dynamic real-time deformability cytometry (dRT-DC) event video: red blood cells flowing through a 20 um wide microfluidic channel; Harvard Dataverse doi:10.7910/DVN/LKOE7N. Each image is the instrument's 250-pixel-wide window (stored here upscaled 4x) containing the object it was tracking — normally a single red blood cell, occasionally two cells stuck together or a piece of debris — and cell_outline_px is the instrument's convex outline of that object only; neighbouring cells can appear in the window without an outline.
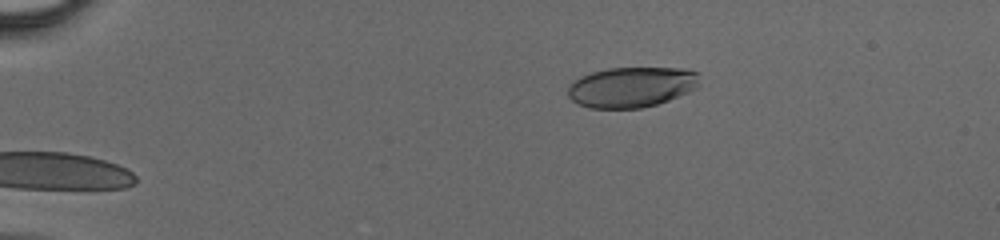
{"species": "human", "species_latin": "Homo sapiens", "temperature_condition": "cold", "stored_images_in_passage": 38, "camera_frame_rate_fps": 3000, "um_per_image_px": 0.085, "donor": {"sex": "male"}, "frame": {"image": 1, "passage_image": 1, "time_ms": 0.0, "image_size_px": [1000, 240], "cell_outline_px": [[696, 88], [688, 92], [668, 100], [656, 104], [640, 108], [592, 108], [580, 104], [572, 100], [568, 96], [568, 88], [576, 80], [592, 72], [608, 68], [688, 68], [696, 72]], "centroid_in_image_um": [53.67, 7.4], "position_along_channel_um": 31.3, "area_um2": 30.46}}
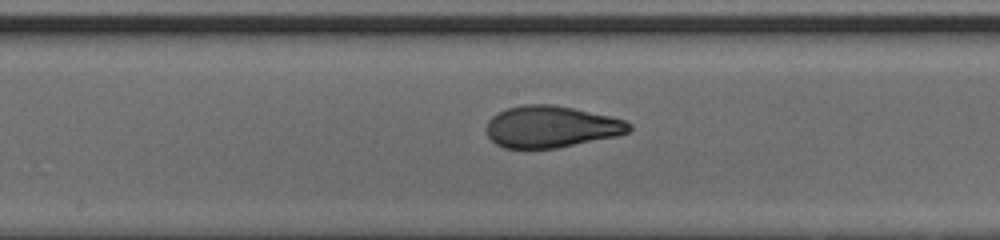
{"frame": {"image": 2, "passage_image": 18, "time_ms": 5.667, "image_size_px": [1000, 240], "cell_outline_px": [[632, 128], [628, 132], [616, 136], [556, 148], [504, 148], [496, 144], [488, 136], [488, 120], [492, 116], [508, 108], [524, 104], [552, 104], [572, 108], [628, 120], [632, 124]], "centroid_in_image_um": [46.88, 10.77], "position_along_channel_um": 201.3, "area_um2": 34.45}}
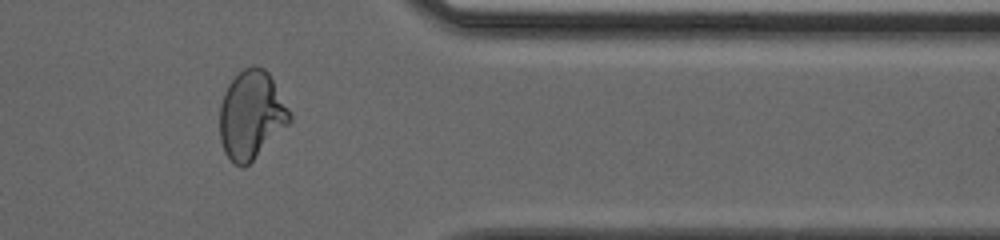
{"frame": {"image": 3, "passage_image": 31, "time_ms": 10.0, "image_size_px": [1000, 240], "cell_outline_px": [[292, 120], [244, 168], [240, 168], [224, 152], [220, 140], [220, 104], [224, 92], [228, 84], [244, 68], [252, 64], [264, 68], [268, 72], [288, 108], [292, 116]], "centroid_in_image_um": [21.34, 9.76], "position_along_channel_um": 390.1, "area_um2": 35.55}}